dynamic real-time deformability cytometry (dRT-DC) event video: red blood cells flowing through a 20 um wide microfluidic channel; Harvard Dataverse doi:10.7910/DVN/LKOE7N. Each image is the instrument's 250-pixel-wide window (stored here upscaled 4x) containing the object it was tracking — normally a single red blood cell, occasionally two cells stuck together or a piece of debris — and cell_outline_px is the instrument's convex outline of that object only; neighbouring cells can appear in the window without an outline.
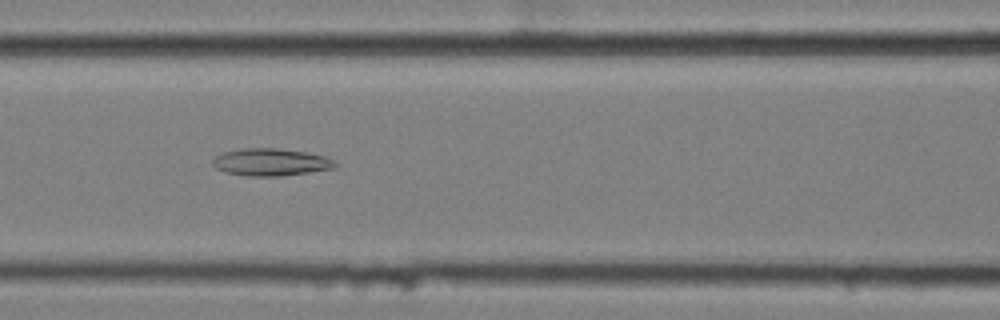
{"species": "common noctule bat (a hibernating species)", "species_latin": "Nyctalus noctula", "temperature_condition": "cold", "stored_images_in_passage": 7, "camera_frame_rate_fps": 3000, "um_per_image_px": 0.085, "animal": {"sex": "female", "body_mass_g": 25.1}, "frame": {"image": 1, "passage_image": 3, "time_ms": 0.667, "image_size_px": [1000, 320], "cell_outline_px": [[336, 164], [332, 168], [308, 172], [280, 176], [248, 176], [224, 172], [216, 168], [212, 164], [212, 160], [216, 156], [224, 152], [244, 148], [276, 148], [304, 152], [324, 156], [332, 160]], "centroid_in_image_um": [22.95, 13.78], "position_along_channel_um": 143.6, "area_um2": 19.19}}
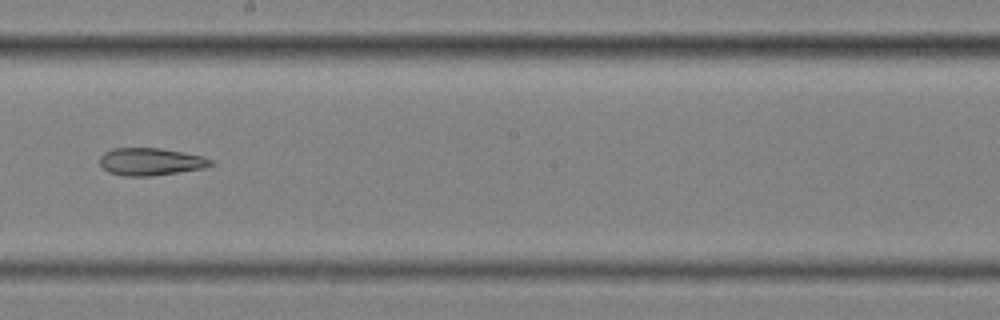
{"frame": {"image": 2, "passage_image": 5, "time_ms": 1.333, "image_size_px": [1000, 320], "cell_outline_px": [[216, 164], [204, 168], [148, 176], [124, 176], [108, 172], [100, 164], [100, 156], [104, 152], [112, 148], [160, 148], [204, 156], [216, 160]], "centroid_in_image_um": [12.84, 13.73], "position_along_channel_um": 235.4, "area_um2": 17.86}}
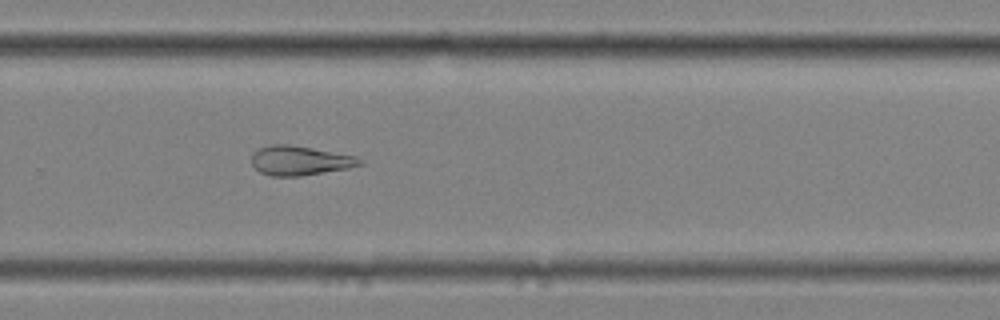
{"frame": {"image": 3, "passage_image": 7, "time_ms": 2.0, "image_size_px": [1000, 320], "cell_outline_px": [[364, 164], [348, 168], [300, 176], [272, 176], [260, 172], [252, 164], [252, 152], [260, 148], [272, 144], [288, 144], [356, 156]], "centroid_in_image_um": [25.46, 13.65], "position_along_channel_um": 304.3, "area_um2": 18.32}}